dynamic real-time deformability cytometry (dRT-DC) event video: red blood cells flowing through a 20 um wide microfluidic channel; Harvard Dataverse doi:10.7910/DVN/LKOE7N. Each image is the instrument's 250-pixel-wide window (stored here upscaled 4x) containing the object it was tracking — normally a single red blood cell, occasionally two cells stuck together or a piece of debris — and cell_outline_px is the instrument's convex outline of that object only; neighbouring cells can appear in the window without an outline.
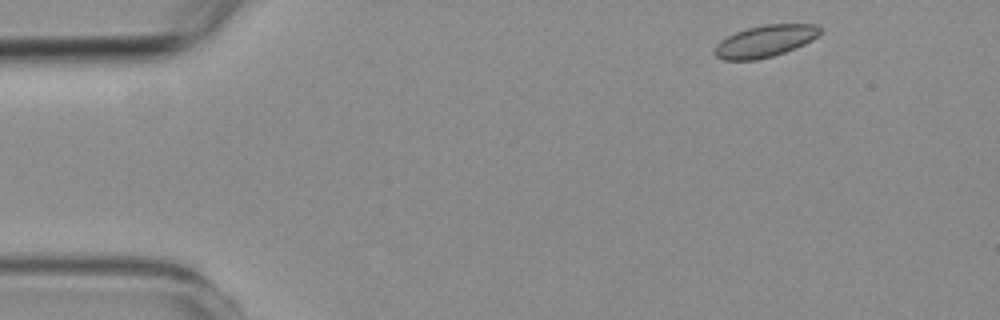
{"species": "common noctule bat (a hibernating species)", "species_latin": "Nyctalus noctula", "temperature_condition": "room temperature", "stored_images_in_passage": 4, "camera_frame_rate_fps": 3000, "um_per_image_px": 0.085, "animal": {"sex": "female", "body_mass_g": 19.3, "forearm_length_mm": 54.1}, "frame": {"image": 1, "passage_image": 1, "time_ms": 0.0, "image_size_px": [1000, 320], "cell_outline_px": [[820, 32], [812, 40], [804, 44], [784, 52], [772, 56], [756, 60], [724, 60], [716, 56], [712, 52], [716, 44], [720, 40], [736, 32], [748, 28], [764, 24], [816, 24], [820, 28]], "centroid_in_image_um": [64.99, 3.5], "position_along_channel_um": 20.0, "area_um2": 19.48}}